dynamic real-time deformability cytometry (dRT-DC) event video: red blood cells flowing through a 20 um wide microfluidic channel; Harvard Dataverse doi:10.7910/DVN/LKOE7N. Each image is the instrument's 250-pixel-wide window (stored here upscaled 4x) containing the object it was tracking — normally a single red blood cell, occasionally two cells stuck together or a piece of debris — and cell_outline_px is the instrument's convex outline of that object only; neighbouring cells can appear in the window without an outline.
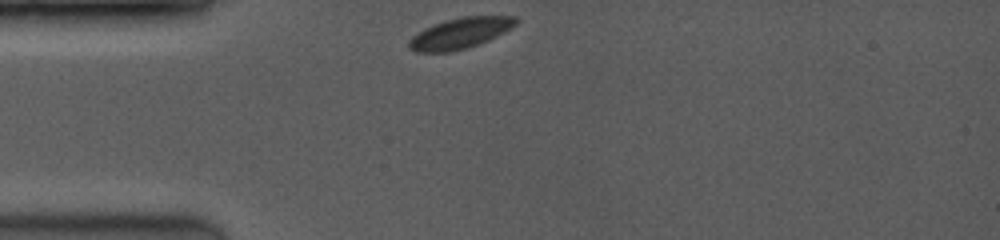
{"species": "common noctule bat (a hibernating species)", "species_latin": "Nyctalus noctula", "temperature_condition": "room temperature", "stored_images_in_passage": 23, "camera_frame_rate_fps": 3500, "um_per_image_px": 0.085, "animal": {"sex": "female", "body_mass_g": 19.0, "forearm_length_mm": 53.3}, "frame": {"image": 1, "passage_image": 1, "time_ms": 0.0, "image_size_px": [1000, 240], "cell_outline_px": [[516, 24], [504, 32], [488, 40], [464, 48], [448, 52], [416, 52], [408, 48], [408, 40], [412, 36], [424, 28], [444, 20], [464, 16], [516, 16]], "centroid_in_image_um": [39.06, 2.82], "position_along_channel_um": 45.9, "area_um2": 18.96}}
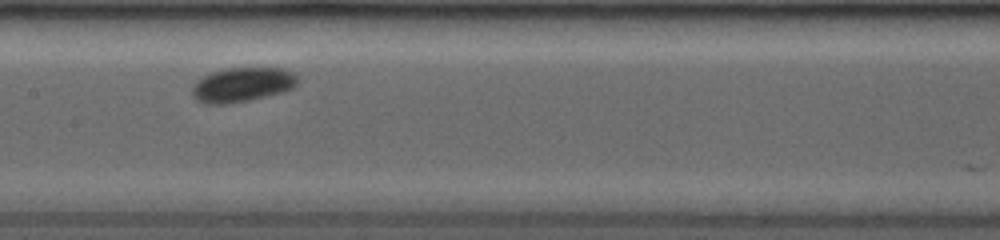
{"frame": {"image": 2, "passage_image": 10, "time_ms": 4.0, "image_size_px": [1000, 240], "cell_outline_px": [[300, 80], [292, 88], [280, 92], [248, 100], [224, 104], [204, 104], [196, 100], [192, 96], [192, 84], [196, 80], [212, 72], [224, 68], [280, 68], [296, 72]], "centroid_in_image_um": [20.57, 7.19], "position_along_channel_um": 186.8, "area_um2": 21.27}}
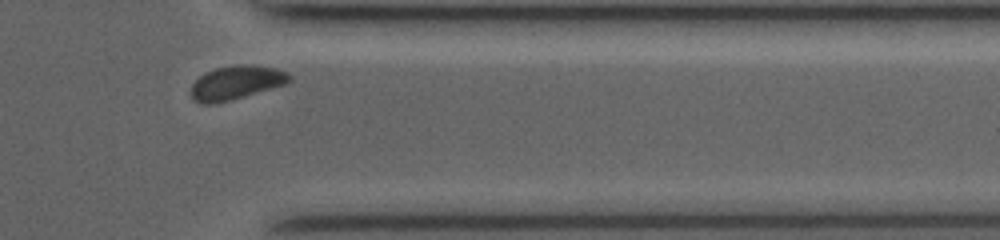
{"frame": {"image": 3, "passage_image": 21, "time_ms": 9.143, "image_size_px": [1000, 240], "cell_outline_px": [[292, 80], [288, 84], [232, 100], [216, 104], [200, 104], [192, 100], [192, 84], [204, 72], [216, 68], [240, 64], [244, 64], [276, 68], [288, 72], [292, 76]], "centroid_in_image_um": [20.11, 7.04], "position_along_channel_um": 391.3, "area_um2": 19.71}}